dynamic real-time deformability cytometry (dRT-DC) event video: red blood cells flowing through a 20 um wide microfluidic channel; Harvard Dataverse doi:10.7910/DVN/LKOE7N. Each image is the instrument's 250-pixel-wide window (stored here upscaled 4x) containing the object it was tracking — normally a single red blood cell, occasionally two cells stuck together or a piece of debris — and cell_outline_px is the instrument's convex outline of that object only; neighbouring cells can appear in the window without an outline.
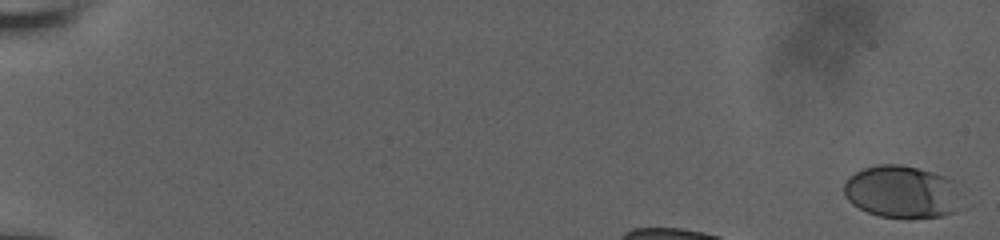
{"species": "human", "species_latin": "Homo sapiens", "temperature_condition": "room temperature", "stored_images_in_passage": 42, "camera_frame_rate_fps": 3000, "um_per_image_px": 0.085, "donor": {"sex": "male"}, "frame": {"image": 1, "passage_image": 1, "time_ms": 0.0, "image_size_px": [1000, 240], "cell_outline_px": [[972, 204], [968, 208], [940, 216], [880, 216], [868, 212], [852, 204], [844, 196], [844, 184], [856, 172], [864, 168], [880, 164], [900, 164], [932, 172], [956, 180]], "centroid_in_image_um": [76.88, 16.31], "position_along_channel_um": 8.1, "area_um2": 36.93}}
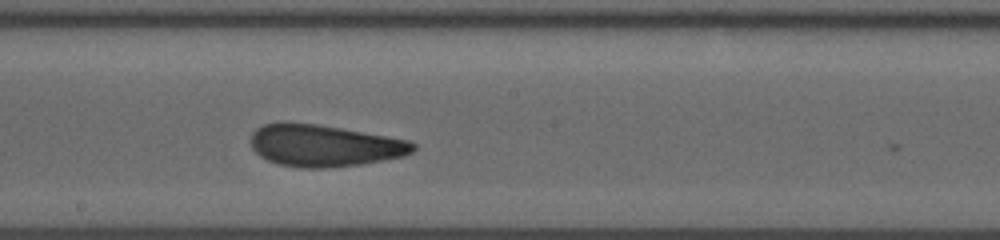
{"frame": {"image": 2, "passage_image": 26, "time_ms": 8.333, "image_size_px": [1000, 240], "cell_outline_px": [[416, 148], [412, 152], [404, 156], [360, 164], [328, 168], [300, 168], [276, 164], [260, 156], [252, 148], [252, 132], [256, 128], [264, 124], [316, 124], [340, 128], [408, 140], [416, 144]], "centroid_in_image_um": [27.57, 12.4], "position_along_channel_um": 220.6, "area_um2": 39.02}}
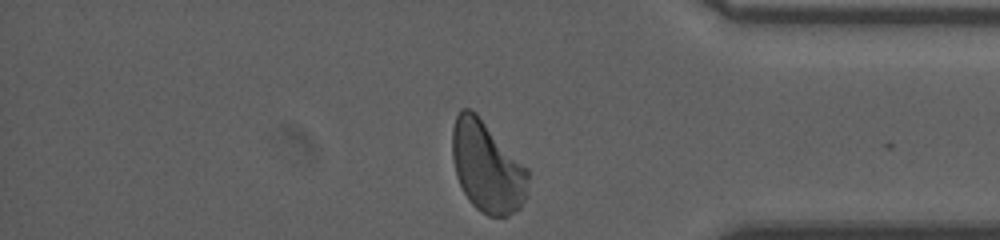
{"frame": {"image": 3, "passage_image": 42, "time_ms": 13.333, "image_size_px": [1000, 240], "cell_outline_px": [[528, 180], [524, 200], [520, 208], [516, 212], [508, 216], [488, 216], [480, 212], [468, 200], [456, 176], [452, 160], [452, 128], [456, 116], [460, 108], [468, 108], [476, 112], [528, 168]], "centroid_in_image_um": [41.39, 14.17], "position_along_channel_um": 393.8, "area_um2": 40.46}, "authors_computed_cell_mechanics": {"area_um2": 39.7664, "velocity_mm_per_s": 3.7459, "shape_relaxation_time_tau1_ms": 6.7025, "shape_relaxation_time_tau2_ms": 1.0849, "deformation_change_tau1": 0.1768, "deformation_change_tau2": 0.0673}}